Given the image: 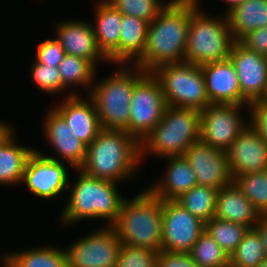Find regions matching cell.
<instances>
[{
	"mask_svg": "<svg viewBox=\"0 0 267 267\" xmlns=\"http://www.w3.org/2000/svg\"><path fill=\"white\" fill-rule=\"evenodd\" d=\"M198 2L200 0H169L148 24L143 54L132 65L152 72L161 65L184 62L190 10Z\"/></svg>",
	"mask_w": 267,
	"mask_h": 267,
	"instance_id": "1",
	"label": "cell"
},
{
	"mask_svg": "<svg viewBox=\"0 0 267 267\" xmlns=\"http://www.w3.org/2000/svg\"><path fill=\"white\" fill-rule=\"evenodd\" d=\"M140 160L141 144L133 136L125 130L102 129L87 146L79 169L88 176L120 183L134 176Z\"/></svg>",
	"mask_w": 267,
	"mask_h": 267,
	"instance_id": "2",
	"label": "cell"
},
{
	"mask_svg": "<svg viewBox=\"0 0 267 267\" xmlns=\"http://www.w3.org/2000/svg\"><path fill=\"white\" fill-rule=\"evenodd\" d=\"M77 171V179L68 186L69 200L60 221L72 225L82 219H102L107 222L105 225L111 226L117 220L125 200L119 194L118 183L88 176L80 169Z\"/></svg>",
	"mask_w": 267,
	"mask_h": 267,
	"instance_id": "3",
	"label": "cell"
},
{
	"mask_svg": "<svg viewBox=\"0 0 267 267\" xmlns=\"http://www.w3.org/2000/svg\"><path fill=\"white\" fill-rule=\"evenodd\" d=\"M125 198L117 220L111 225L122 244L162 249V200L148 188Z\"/></svg>",
	"mask_w": 267,
	"mask_h": 267,
	"instance_id": "4",
	"label": "cell"
},
{
	"mask_svg": "<svg viewBox=\"0 0 267 267\" xmlns=\"http://www.w3.org/2000/svg\"><path fill=\"white\" fill-rule=\"evenodd\" d=\"M117 66L104 80L94 81L87 95L95 104L102 129L128 132L134 85L145 72L132 64Z\"/></svg>",
	"mask_w": 267,
	"mask_h": 267,
	"instance_id": "5",
	"label": "cell"
},
{
	"mask_svg": "<svg viewBox=\"0 0 267 267\" xmlns=\"http://www.w3.org/2000/svg\"><path fill=\"white\" fill-rule=\"evenodd\" d=\"M201 114L193 108L167 106L161 121L141 143V159L183 156L190 146L200 141Z\"/></svg>",
	"mask_w": 267,
	"mask_h": 267,
	"instance_id": "6",
	"label": "cell"
},
{
	"mask_svg": "<svg viewBox=\"0 0 267 267\" xmlns=\"http://www.w3.org/2000/svg\"><path fill=\"white\" fill-rule=\"evenodd\" d=\"M199 6L190 10L184 62L202 66L229 59L235 40L226 13L214 18Z\"/></svg>",
	"mask_w": 267,
	"mask_h": 267,
	"instance_id": "7",
	"label": "cell"
},
{
	"mask_svg": "<svg viewBox=\"0 0 267 267\" xmlns=\"http://www.w3.org/2000/svg\"><path fill=\"white\" fill-rule=\"evenodd\" d=\"M152 74L161 85L167 106L201 111L210 104L200 66L187 62L165 64Z\"/></svg>",
	"mask_w": 267,
	"mask_h": 267,
	"instance_id": "8",
	"label": "cell"
},
{
	"mask_svg": "<svg viewBox=\"0 0 267 267\" xmlns=\"http://www.w3.org/2000/svg\"><path fill=\"white\" fill-rule=\"evenodd\" d=\"M166 107L159 81L152 72H145L134 85L128 133L141 144L161 121Z\"/></svg>",
	"mask_w": 267,
	"mask_h": 267,
	"instance_id": "9",
	"label": "cell"
},
{
	"mask_svg": "<svg viewBox=\"0 0 267 267\" xmlns=\"http://www.w3.org/2000/svg\"><path fill=\"white\" fill-rule=\"evenodd\" d=\"M121 245L112 226H100L64 249L68 267H115Z\"/></svg>",
	"mask_w": 267,
	"mask_h": 267,
	"instance_id": "10",
	"label": "cell"
},
{
	"mask_svg": "<svg viewBox=\"0 0 267 267\" xmlns=\"http://www.w3.org/2000/svg\"><path fill=\"white\" fill-rule=\"evenodd\" d=\"M238 104H209L200 111V141L226 151L240 133L249 126ZM244 117V118H243Z\"/></svg>",
	"mask_w": 267,
	"mask_h": 267,
	"instance_id": "11",
	"label": "cell"
},
{
	"mask_svg": "<svg viewBox=\"0 0 267 267\" xmlns=\"http://www.w3.org/2000/svg\"><path fill=\"white\" fill-rule=\"evenodd\" d=\"M55 156H49L34 150L29 156L23 173L22 184L40 199L58 197L66 191L69 183L67 167Z\"/></svg>",
	"mask_w": 267,
	"mask_h": 267,
	"instance_id": "12",
	"label": "cell"
},
{
	"mask_svg": "<svg viewBox=\"0 0 267 267\" xmlns=\"http://www.w3.org/2000/svg\"><path fill=\"white\" fill-rule=\"evenodd\" d=\"M205 223L175 200H162V249L189 253Z\"/></svg>",
	"mask_w": 267,
	"mask_h": 267,
	"instance_id": "13",
	"label": "cell"
},
{
	"mask_svg": "<svg viewBox=\"0 0 267 267\" xmlns=\"http://www.w3.org/2000/svg\"><path fill=\"white\" fill-rule=\"evenodd\" d=\"M237 72L243 98L248 102L267 99V57L235 41L229 56Z\"/></svg>",
	"mask_w": 267,
	"mask_h": 267,
	"instance_id": "14",
	"label": "cell"
},
{
	"mask_svg": "<svg viewBox=\"0 0 267 267\" xmlns=\"http://www.w3.org/2000/svg\"><path fill=\"white\" fill-rule=\"evenodd\" d=\"M183 157L195 173L198 185L219 190L233 182L225 151L198 141L186 150Z\"/></svg>",
	"mask_w": 267,
	"mask_h": 267,
	"instance_id": "15",
	"label": "cell"
},
{
	"mask_svg": "<svg viewBox=\"0 0 267 267\" xmlns=\"http://www.w3.org/2000/svg\"><path fill=\"white\" fill-rule=\"evenodd\" d=\"M69 92L54 109L65 119L73 135L88 146L102 130L95 104L88 95L84 100L79 92Z\"/></svg>",
	"mask_w": 267,
	"mask_h": 267,
	"instance_id": "16",
	"label": "cell"
},
{
	"mask_svg": "<svg viewBox=\"0 0 267 267\" xmlns=\"http://www.w3.org/2000/svg\"><path fill=\"white\" fill-rule=\"evenodd\" d=\"M232 178L267 170V143L247 126L225 151Z\"/></svg>",
	"mask_w": 267,
	"mask_h": 267,
	"instance_id": "17",
	"label": "cell"
},
{
	"mask_svg": "<svg viewBox=\"0 0 267 267\" xmlns=\"http://www.w3.org/2000/svg\"><path fill=\"white\" fill-rule=\"evenodd\" d=\"M92 22L82 20H63L57 24L55 38L67 55L90 61L95 67L99 61L109 60L99 50Z\"/></svg>",
	"mask_w": 267,
	"mask_h": 267,
	"instance_id": "18",
	"label": "cell"
},
{
	"mask_svg": "<svg viewBox=\"0 0 267 267\" xmlns=\"http://www.w3.org/2000/svg\"><path fill=\"white\" fill-rule=\"evenodd\" d=\"M210 104H238L248 107L243 98L237 72L230 59L200 66Z\"/></svg>",
	"mask_w": 267,
	"mask_h": 267,
	"instance_id": "19",
	"label": "cell"
},
{
	"mask_svg": "<svg viewBox=\"0 0 267 267\" xmlns=\"http://www.w3.org/2000/svg\"><path fill=\"white\" fill-rule=\"evenodd\" d=\"M43 128L46 140L74 170L79 169L85 161L87 146L77 139L65 119L54 109L45 112ZM66 160V161H65Z\"/></svg>",
	"mask_w": 267,
	"mask_h": 267,
	"instance_id": "20",
	"label": "cell"
},
{
	"mask_svg": "<svg viewBox=\"0 0 267 267\" xmlns=\"http://www.w3.org/2000/svg\"><path fill=\"white\" fill-rule=\"evenodd\" d=\"M95 24L92 25L99 50L109 63L119 65V39L122 13L106 0L95 7Z\"/></svg>",
	"mask_w": 267,
	"mask_h": 267,
	"instance_id": "21",
	"label": "cell"
},
{
	"mask_svg": "<svg viewBox=\"0 0 267 267\" xmlns=\"http://www.w3.org/2000/svg\"><path fill=\"white\" fill-rule=\"evenodd\" d=\"M214 217L253 229L261 215L232 182L217 191Z\"/></svg>",
	"mask_w": 267,
	"mask_h": 267,
	"instance_id": "22",
	"label": "cell"
},
{
	"mask_svg": "<svg viewBox=\"0 0 267 267\" xmlns=\"http://www.w3.org/2000/svg\"><path fill=\"white\" fill-rule=\"evenodd\" d=\"M167 168L161 181L149 186V190L161 200H176L198 185L195 173L183 156L166 157Z\"/></svg>",
	"mask_w": 267,
	"mask_h": 267,
	"instance_id": "23",
	"label": "cell"
},
{
	"mask_svg": "<svg viewBox=\"0 0 267 267\" xmlns=\"http://www.w3.org/2000/svg\"><path fill=\"white\" fill-rule=\"evenodd\" d=\"M14 130L0 142V184L19 185L29 156L34 148L18 145Z\"/></svg>",
	"mask_w": 267,
	"mask_h": 267,
	"instance_id": "24",
	"label": "cell"
},
{
	"mask_svg": "<svg viewBox=\"0 0 267 267\" xmlns=\"http://www.w3.org/2000/svg\"><path fill=\"white\" fill-rule=\"evenodd\" d=\"M235 41L258 28L267 27V0H248L226 13Z\"/></svg>",
	"mask_w": 267,
	"mask_h": 267,
	"instance_id": "25",
	"label": "cell"
},
{
	"mask_svg": "<svg viewBox=\"0 0 267 267\" xmlns=\"http://www.w3.org/2000/svg\"><path fill=\"white\" fill-rule=\"evenodd\" d=\"M3 267H68L64 249L55 246L33 247L14 253H4Z\"/></svg>",
	"mask_w": 267,
	"mask_h": 267,
	"instance_id": "26",
	"label": "cell"
},
{
	"mask_svg": "<svg viewBox=\"0 0 267 267\" xmlns=\"http://www.w3.org/2000/svg\"><path fill=\"white\" fill-rule=\"evenodd\" d=\"M148 24L143 19L122 14L119 39V64H133L143 54L146 45Z\"/></svg>",
	"mask_w": 267,
	"mask_h": 267,
	"instance_id": "27",
	"label": "cell"
},
{
	"mask_svg": "<svg viewBox=\"0 0 267 267\" xmlns=\"http://www.w3.org/2000/svg\"><path fill=\"white\" fill-rule=\"evenodd\" d=\"M60 71L63 91L68 87H87L89 94L90 89L96 79L95 71L97 68L88 60L73 55H65L58 66ZM89 88V89H88Z\"/></svg>",
	"mask_w": 267,
	"mask_h": 267,
	"instance_id": "28",
	"label": "cell"
},
{
	"mask_svg": "<svg viewBox=\"0 0 267 267\" xmlns=\"http://www.w3.org/2000/svg\"><path fill=\"white\" fill-rule=\"evenodd\" d=\"M218 189L196 185L175 201L204 223L215 216Z\"/></svg>",
	"mask_w": 267,
	"mask_h": 267,
	"instance_id": "29",
	"label": "cell"
},
{
	"mask_svg": "<svg viewBox=\"0 0 267 267\" xmlns=\"http://www.w3.org/2000/svg\"><path fill=\"white\" fill-rule=\"evenodd\" d=\"M233 182L260 215H267V170L237 175Z\"/></svg>",
	"mask_w": 267,
	"mask_h": 267,
	"instance_id": "30",
	"label": "cell"
},
{
	"mask_svg": "<svg viewBox=\"0 0 267 267\" xmlns=\"http://www.w3.org/2000/svg\"><path fill=\"white\" fill-rule=\"evenodd\" d=\"M248 227L213 217L205 222V231L217 242V244L228 254L236 250Z\"/></svg>",
	"mask_w": 267,
	"mask_h": 267,
	"instance_id": "31",
	"label": "cell"
},
{
	"mask_svg": "<svg viewBox=\"0 0 267 267\" xmlns=\"http://www.w3.org/2000/svg\"><path fill=\"white\" fill-rule=\"evenodd\" d=\"M199 267H230V257L204 230L189 252Z\"/></svg>",
	"mask_w": 267,
	"mask_h": 267,
	"instance_id": "32",
	"label": "cell"
},
{
	"mask_svg": "<svg viewBox=\"0 0 267 267\" xmlns=\"http://www.w3.org/2000/svg\"><path fill=\"white\" fill-rule=\"evenodd\" d=\"M266 258L258 232L249 229L230 256V267H258Z\"/></svg>",
	"mask_w": 267,
	"mask_h": 267,
	"instance_id": "33",
	"label": "cell"
},
{
	"mask_svg": "<svg viewBox=\"0 0 267 267\" xmlns=\"http://www.w3.org/2000/svg\"><path fill=\"white\" fill-rule=\"evenodd\" d=\"M123 15L134 16L152 22L169 3L161 0H106Z\"/></svg>",
	"mask_w": 267,
	"mask_h": 267,
	"instance_id": "34",
	"label": "cell"
},
{
	"mask_svg": "<svg viewBox=\"0 0 267 267\" xmlns=\"http://www.w3.org/2000/svg\"><path fill=\"white\" fill-rule=\"evenodd\" d=\"M33 61L30 77L37 88L48 95L63 92V84L58 67L44 65L36 60Z\"/></svg>",
	"mask_w": 267,
	"mask_h": 267,
	"instance_id": "35",
	"label": "cell"
},
{
	"mask_svg": "<svg viewBox=\"0 0 267 267\" xmlns=\"http://www.w3.org/2000/svg\"><path fill=\"white\" fill-rule=\"evenodd\" d=\"M158 252L122 244L115 267H157Z\"/></svg>",
	"mask_w": 267,
	"mask_h": 267,
	"instance_id": "36",
	"label": "cell"
},
{
	"mask_svg": "<svg viewBox=\"0 0 267 267\" xmlns=\"http://www.w3.org/2000/svg\"><path fill=\"white\" fill-rule=\"evenodd\" d=\"M35 60L50 66L58 67L66 53L56 38L43 40L38 44Z\"/></svg>",
	"mask_w": 267,
	"mask_h": 267,
	"instance_id": "37",
	"label": "cell"
},
{
	"mask_svg": "<svg viewBox=\"0 0 267 267\" xmlns=\"http://www.w3.org/2000/svg\"><path fill=\"white\" fill-rule=\"evenodd\" d=\"M249 126L267 143V99L248 104Z\"/></svg>",
	"mask_w": 267,
	"mask_h": 267,
	"instance_id": "38",
	"label": "cell"
},
{
	"mask_svg": "<svg viewBox=\"0 0 267 267\" xmlns=\"http://www.w3.org/2000/svg\"><path fill=\"white\" fill-rule=\"evenodd\" d=\"M157 267H199L192 259L190 253L159 250L157 254Z\"/></svg>",
	"mask_w": 267,
	"mask_h": 267,
	"instance_id": "39",
	"label": "cell"
},
{
	"mask_svg": "<svg viewBox=\"0 0 267 267\" xmlns=\"http://www.w3.org/2000/svg\"><path fill=\"white\" fill-rule=\"evenodd\" d=\"M239 42L247 49L267 57V27L250 31Z\"/></svg>",
	"mask_w": 267,
	"mask_h": 267,
	"instance_id": "40",
	"label": "cell"
},
{
	"mask_svg": "<svg viewBox=\"0 0 267 267\" xmlns=\"http://www.w3.org/2000/svg\"><path fill=\"white\" fill-rule=\"evenodd\" d=\"M254 229L258 232L262 240L264 253L267 257V215H261Z\"/></svg>",
	"mask_w": 267,
	"mask_h": 267,
	"instance_id": "41",
	"label": "cell"
},
{
	"mask_svg": "<svg viewBox=\"0 0 267 267\" xmlns=\"http://www.w3.org/2000/svg\"><path fill=\"white\" fill-rule=\"evenodd\" d=\"M11 127V128H10ZM14 129L8 123L0 122V142L5 139Z\"/></svg>",
	"mask_w": 267,
	"mask_h": 267,
	"instance_id": "42",
	"label": "cell"
},
{
	"mask_svg": "<svg viewBox=\"0 0 267 267\" xmlns=\"http://www.w3.org/2000/svg\"><path fill=\"white\" fill-rule=\"evenodd\" d=\"M248 0H224V2H226L228 5V9L227 11H225L226 13L229 12L233 7L237 6L238 4L247 2Z\"/></svg>",
	"mask_w": 267,
	"mask_h": 267,
	"instance_id": "43",
	"label": "cell"
},
{
	"mask_svg": "<svg viewBox=\"0 0 267 267\" xmlns=\"http://www.w3.org/2000/svg\"><path fill=\"white\" fill-rule=\"evenodd\" d=\"M258 267H267V257L264 259V261Z\"/></svg>",
	"mask_w": 267,
	"mask_h": 267,
	"instance_id": "44",
	"label": "cell"
}]
</instances>
